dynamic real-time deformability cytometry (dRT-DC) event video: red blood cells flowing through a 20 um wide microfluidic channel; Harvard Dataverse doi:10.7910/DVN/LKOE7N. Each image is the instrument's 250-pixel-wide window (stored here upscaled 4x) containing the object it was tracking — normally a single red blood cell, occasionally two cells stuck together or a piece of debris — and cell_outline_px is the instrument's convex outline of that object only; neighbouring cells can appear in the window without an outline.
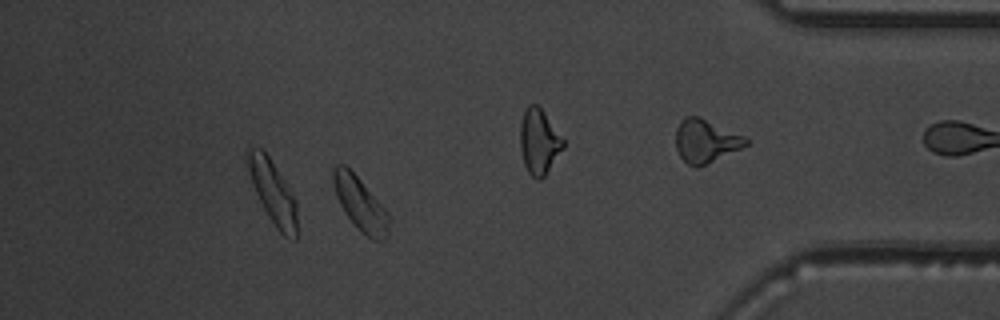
{"species": "common noctule bat (a hibernating species)", "species_latin": "Nyctalus noctula", "temperature_condition": "warm", "stored_images_in_passage": 51, "camera_frame_rate_fps": 3000, "um_per_image_px": 0.085, "animal": {"sex": "male", "body_mass_g": 19.5, "forearm_length_mm": 54.6}, "frame": {"image": 1, "passage_image": 44, "time_ms": 14.333, "image_size_px": [1000, 320], "cell_outline_px": [[388, 236], [384, 240], [372, 240], [360, 232], [356, 228], [344, 212], [336, 196], [332, 184], [332, 168], [336, 164], [344, 164], [360, 180], [388, 212]], "centroid_in_image_um": [30.59, 17.34], "position_along_channel_um": 404.6, "area_um2": 17.34}, "authors_computed_cell_mechanics": {"area_um2": 17.2244, "velocity_mm_per_s": 3.6495, "shape_relaxation_time_tau1_ms": 6.2858, "shape_relaxation_time_tau2_ms": 7.184, "deformation_change_tau1": 0.1495, "deformation_change_tau2": 0.0684}}